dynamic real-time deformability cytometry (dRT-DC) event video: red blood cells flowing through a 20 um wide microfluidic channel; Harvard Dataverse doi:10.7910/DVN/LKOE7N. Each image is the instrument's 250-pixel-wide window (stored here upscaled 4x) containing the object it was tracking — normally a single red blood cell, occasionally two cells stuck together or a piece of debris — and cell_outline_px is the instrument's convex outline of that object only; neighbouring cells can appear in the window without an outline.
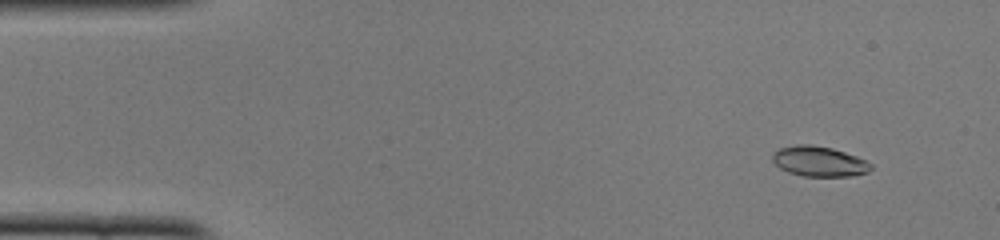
{"species": "common noctule bat (a hibernating species)", "species_latin": "Nyctalus noctula", "temperature_condition": "cold", "stored_images_in_passage": 53, "camera_frame_rate_fps": 3000, "um_per_image_px": 0.085, "animal": {"sex": "female", "body_mass_g": 22.0, "forearm_length_mm": 56.7}, "frame": {"image": 1, "passage_image": 5, "time_ms": 1.333, "image_size_px": [1000, 240], "cell_outline_px": [[872, 168], [868, 172], [852, 176], [804, 176], [788, 172], [780, 168], [772, 160], [772, 152], [780, 148], [796, 144], [812, 144], [832, 148], [856, 156], [872, 164]], "centroid_in_image_um": [69.6, 13.71], "position_along_channel_um": 15.4, "area_um2": 17.34}}
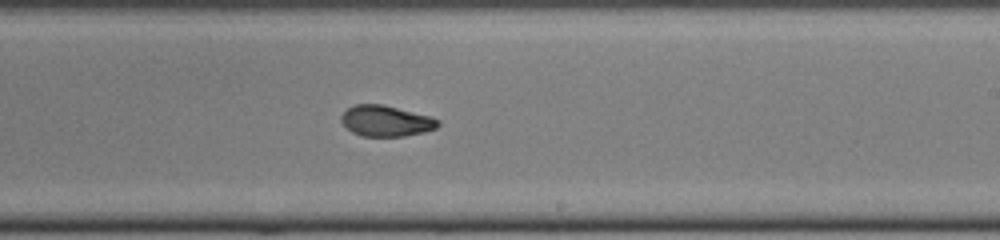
{"frame": {"image": 2, "passage_image": 31, "time_ms": 10.0, "image_size_px": [1000, 240], "cell_outline_px": [[440, 124], [436, 128], [424, 132], [404, 136], [360, 136], [352, 132], [340, 120], [340, 116], [348, 108], [356, 104], [384, 104], [432, 116], [440, 120]], "centroid_in_image_um": [32.84, 10.27], "position_along_channel_um": 256.2, "area_um2": 17.57}}
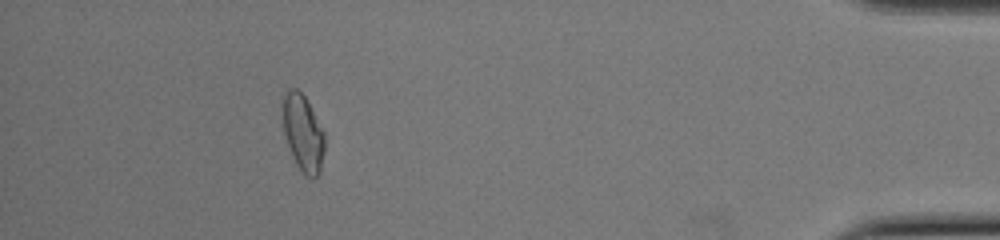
{"frame": {"image": 3, "passage_image": 47, "time_ms": 15.333, "image_size_px": [1000, 240], "cell_outline_px": [[324, 152], [320, 172], [316, 176], [308, 176], [296, 164], [288, 148], [280, 116], [280, 100], [288, 88], [296, 88], [304, 96], [324, 132]], "centroid_in_image_um": [25.69, 11.23], "position_along_channel_um": 409.5, "area_um2": 18.96}, "authors_computed_cell_mechanics": {"area_um2": 17.918, "velocity_mm_per_s": 3.9303, "shape_relaxation_time_tau1_ms": 5.3819, "shape_relaxation_time_tau2_ms": 2.8755, "deformation_change_tau1": 0.1553, "deformation_change_tau2": 0.0778}}